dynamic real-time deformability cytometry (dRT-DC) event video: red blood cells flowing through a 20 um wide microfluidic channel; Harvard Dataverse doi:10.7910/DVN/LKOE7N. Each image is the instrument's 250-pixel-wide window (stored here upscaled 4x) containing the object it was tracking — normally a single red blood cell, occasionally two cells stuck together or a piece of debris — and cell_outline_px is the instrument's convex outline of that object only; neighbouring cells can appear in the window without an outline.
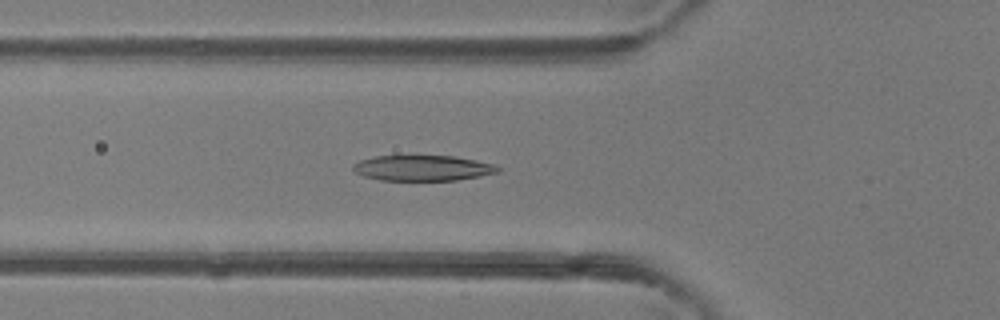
{"species": "common noctule bat (a hibernating species)", "species_latin": "Nyctalus noctula", "temperature_condition": "room temperature", "stored_images_in_passage": 46, "camera_frame_rate_fps": 3000, "um_per_image_px": 0.085, "animal": {"sex": "female"}, "frame": {"image": 1, "passage_image": 16, "time_ms": 5.0, "image_size_px": [1000, 320], "cell_outline_px": [[500, 172], [480, 176], [456, 180], [380, 180], [364, 176], [356, 172], [352, 168], [352, 164], [360, 160], [372, 156], [456, 156], [476, 160], [492, 164], [500, 168]], "centroid_in_image_um": [35.92, 14.28], "position_along_channel_um": 89.9, "area_um2": 21.5}}
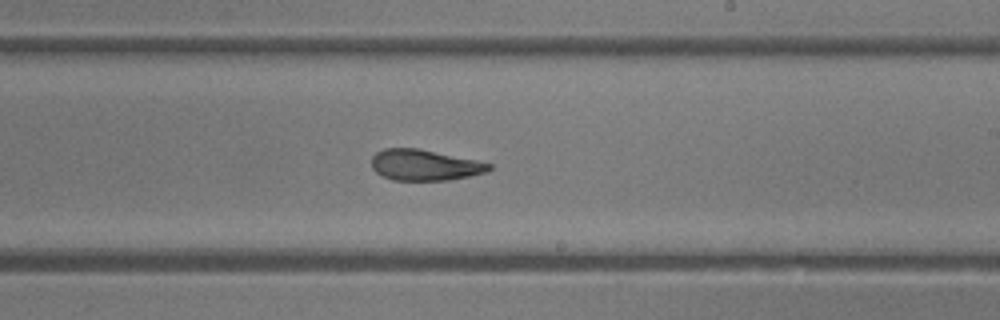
{"frame": {"image": 2, "passage_image": 27, "time_ms": 8.667, "image_size_px": [1000, 320], "cell_outline_px": [[492, 168], [488, 172], [448, 180], [392, 180], [376, 172], [372, 168], [372, 156], [376, 152], [384, 148], [416, 148], [476, 160], [492, 164]], "centroid_in_image_um": [36.09, 14.03], "position_along_channel_um": 252.9, "area_um2": 21.04}}
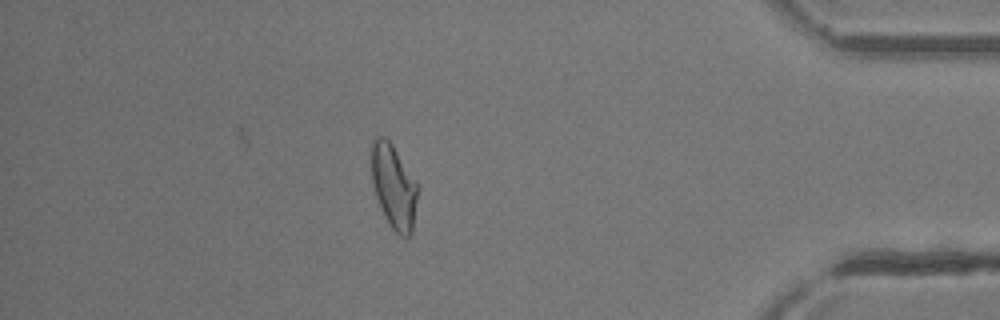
{"frame": {"image": 3, "passage_image": 40, "time_ms": 13.0, "image_size_px": [1000, 320], "cell_outline_px": [[420, 188], [412, 232], [408, 236], [400, 236], [392, 228], [384, 216], [376, 196], [372, 180], [372, 136], [384, 136], [392, 144], [416, 180]], "centroid_in_image_um": [33.5, 15.85], "position_along_channel_um": 401.7, "area_um2": 22.83}, "authors_computed_cell_mechanics": {"area_um2": 22.9466, "velocity_mm_per_s": 4.435, "shape_relaxation_time_tau1_ms": null, "shape_relaxation_time_tau2_ms": 2.0983, "deformation_change_tau1": null, "deformation_change_tau2": 0.1124}}